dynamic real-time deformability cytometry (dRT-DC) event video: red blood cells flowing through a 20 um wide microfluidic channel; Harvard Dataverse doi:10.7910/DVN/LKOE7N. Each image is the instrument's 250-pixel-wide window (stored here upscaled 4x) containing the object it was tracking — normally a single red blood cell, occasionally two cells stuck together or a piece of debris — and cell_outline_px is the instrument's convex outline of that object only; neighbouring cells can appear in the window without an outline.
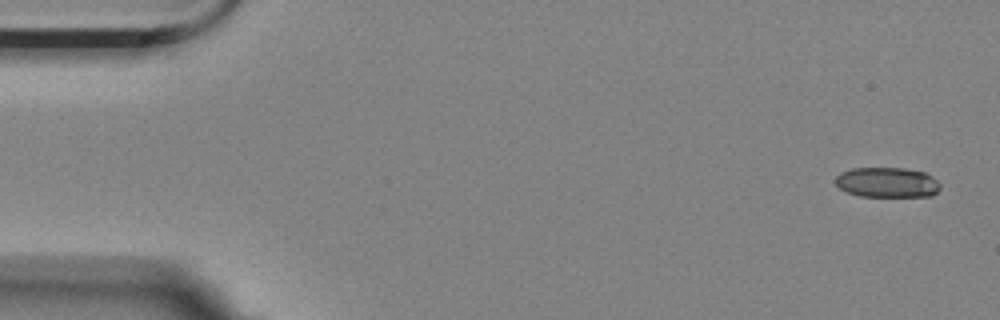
{"species": "Egyptian fruit bat (a non-hibernating species)", "species_latin": "Rousettus aegyptiacus", "temperature_condition": "room temperature", "stored_images_in_passage": 6, "segment_of_instrument_passage": [1, 2], "camera_frame_rate_fps": 3000, "um_per_image_px": 0.085, "animal": {"sex": "female"}, "frame": {"image": 1, "passage_image": 1, "time_ms": 0.0, "image_size_px": [1000, 320], "cell_outline_px": [[940, 188], [932, 196], [860, 196], [848, 192], [840, 188], [836, 184], [836, 176], [840, 172], [852, 168], [904, 168], [924, 172], [932, 176], [940, 184]], "centroid_in_image_um": [75.41, 15.5], "position_along_channel_um": 9.6, "area_um2": 18.32}}
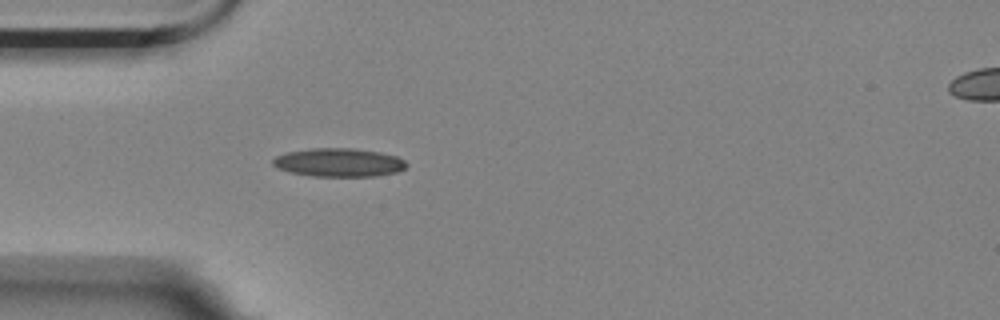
{"frame": {"image": 2, "passage_image": 5, "time_ms": 1.333, "image_size_px": [1000, 320], "cell_outline_px": [[408, 164], [404, 168], [396, 172], [376, 176], [312, 176], [288, 172], [276, 168], [272, 164], [272, 160], [276, 156], [288, 152], [312, 148], [352, 148], [380, 152], [396, 156], [404, 160]], "centroid_in_image_um": [28.78, 13.81], "position_along_channel_um": 56.2, "area_um2": 22.2}}